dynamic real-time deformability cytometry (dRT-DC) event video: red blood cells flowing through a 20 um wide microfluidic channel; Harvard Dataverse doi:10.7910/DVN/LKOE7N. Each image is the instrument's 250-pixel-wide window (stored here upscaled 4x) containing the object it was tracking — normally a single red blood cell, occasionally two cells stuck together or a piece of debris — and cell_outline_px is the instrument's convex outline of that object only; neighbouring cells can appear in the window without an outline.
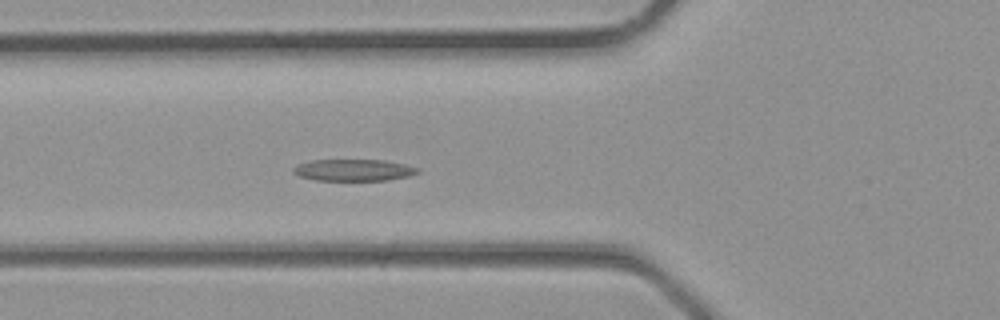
{"species": "common noctule bat (a hibernating species)", "species_latin": "Nyctalus noctula", "temperature_condition": "room temperature", "stored_images_in_passage": 28, "camera_frame_rate_fps": 3000, "um_per_image_px": 0.085, "animal": {"sex": "male", "body_mass_g": 23.1, "forearm_length_mm": 52.7}, "frame": {"image": 1, "passage_image": 5, "time_ms": 1.333, "image_size_px": [1000, 320], "cell_outline_px": [[420, 172], [408, 176], [388, 180], [316, 180], [300, 176], [292, 172], [292, 168], [300, 164], [312, 160], [384, 160], [404, 164], [420, 168]], "centroid_in_image_um": [30.08, 14.45], "position_along_channel_um": 95.7, "area_um2": 15.61}}
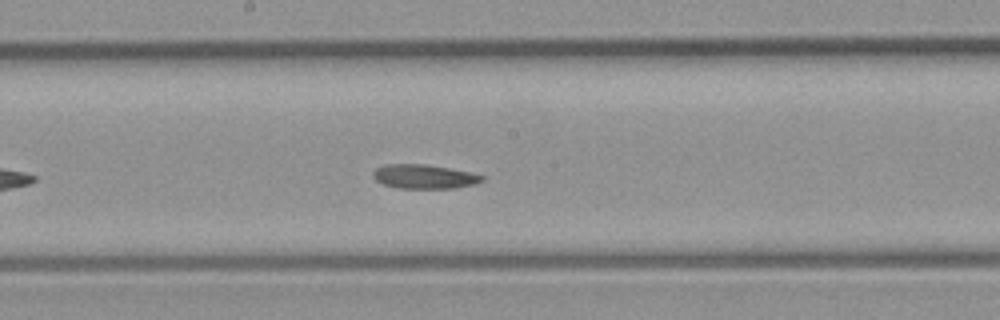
{"frame": {"image": 2, "passage_image": 11, "time_ms": 3.333, "image_size_px": [1000, 320], "cell_outline_px": [[484, 180], [476, 184], [452, 188], [396, 188], [384, 184], [376, 180], [372, 176], [372, 172], [376, 168], [384, 164], [424, 164], [448, 168], [468, 172], [484, 176]], "centroid_in_image_um": [36.02, 15.01], "position_along_channel_um": 212.2, "area_um2": 15.26}}
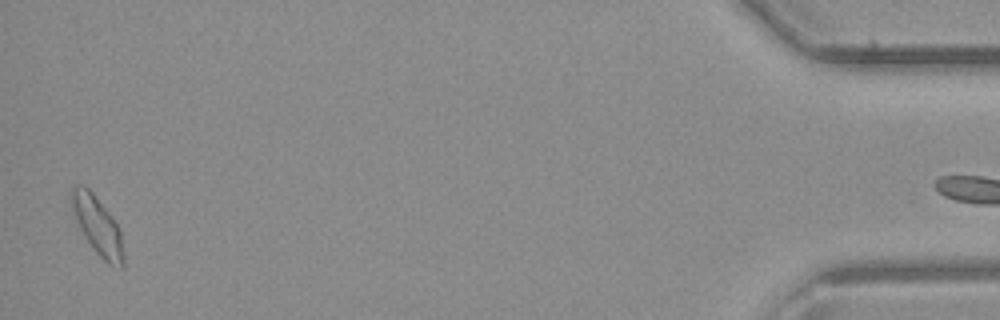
{"frame": {"image": 3, "passage_image": 27, "time_ms": 8.667, "image_size_px": [1000, 320], "cell_outline_px": [[124, 268], [120, 268], [108, 264], [96, 252], [80, 228], [68, 196], [72, 184], [84, 184], [92, 192], [108, 212], [120, 228], [124, 256]], "centroid_in_image_um": [8.28, 19.14], "position_along_channel_um": 426.9, "area_um2": 17.57}}